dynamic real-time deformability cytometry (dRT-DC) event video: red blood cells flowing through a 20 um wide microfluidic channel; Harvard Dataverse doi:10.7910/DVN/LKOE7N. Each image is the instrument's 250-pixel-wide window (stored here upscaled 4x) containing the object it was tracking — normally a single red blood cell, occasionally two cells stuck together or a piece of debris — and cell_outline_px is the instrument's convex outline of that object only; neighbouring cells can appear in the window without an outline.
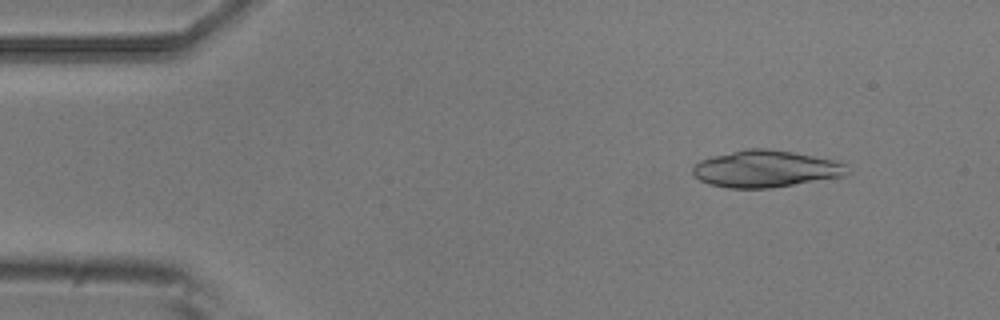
{"species": "common noctule bat (a hibernating species)", "species_latin": "Nyctalus noctula", "temperature_condition": "room temperature", "stored_images_in_passage": 4, "camera_frame_rate_fps": 3000, "um_per_image_px": 0.085, "animal": {"sex": "male", "body_mass_g": 20.5, "forearm_length_mm": 52.5}, "frame": {"image": 1, "passage_image": 2, "time_ms": 0.333, "image_size_px": [1000, 320], "cell_outline_px": [[848, 172], [844, 176], [768, 188], [728, 188], [708, 184], [692, 176], [692, 168], [700, 160], [712, 156], [744, 148], [768, 148], [792, 152], [836, 160], [848, 164]], "centroid_in_image_um": [65.06, 14.34], "position_along_channel_um": 19.9, "area_um2": 33.35}}